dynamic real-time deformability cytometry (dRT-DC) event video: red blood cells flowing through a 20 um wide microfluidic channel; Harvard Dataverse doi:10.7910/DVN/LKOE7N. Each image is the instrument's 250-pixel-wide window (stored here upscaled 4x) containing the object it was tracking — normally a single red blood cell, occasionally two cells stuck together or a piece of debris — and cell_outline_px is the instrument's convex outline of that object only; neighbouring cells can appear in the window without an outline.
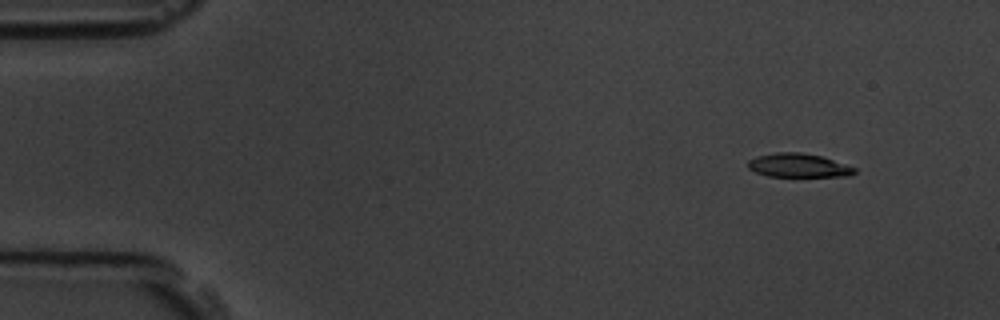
{"species": "common noctule bat (a hibernating species)", "species_latin": "Nyctalus noctula", "temperature_condition": "room temperature", "stored_images_in_passage": 4, "camera_frame_rate_fps": 3000, "um_per_image_px": 0.085, "animal": {"sex": "male", "body_mass_g": 19.5, "forearm_length_mm": 54.6}, "frame": {"image": 1, "passage_image": 1, "time_ms": 0.0, "image_size_px": [1000, 320], "cell_outline_px": [[856, 172], [852, 176], [768, 176], [756, 172], [748, 168], [748, 160], [756, 156], [776, 152], [800, 152], [820, 156], [856, 168]], "centroid_in_image_um": [67.85, 14.06], "position_along_channel_um": 17.2, "area_um2": 14.62}}
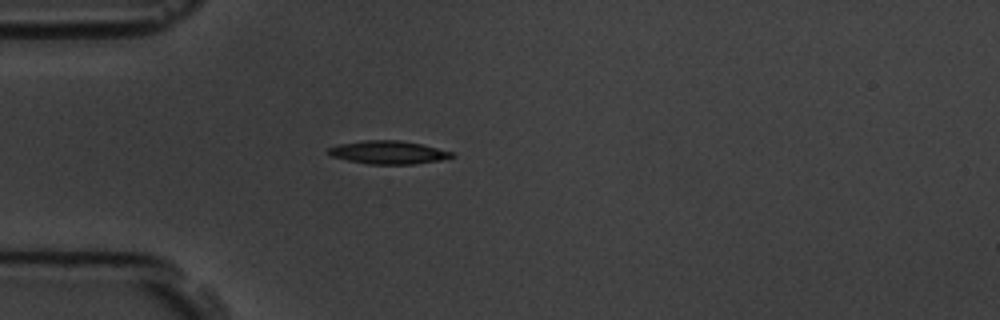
{"frame": {"image": 2, "passage_image": 4, "time_ms": 3.333, "image_size_px": [1000, 320], "cell_outline_px": [[456, 156], [440, 160], [416, 164], [368, 164], [348, 160], [332, 156], [324, 152], [328, 148], [340, 144], [364, 140], [400, 140], [420, 144], [452, 152]], "centroid_in_image_um": [32.98, 12.95], "position_along_channel_um": 52.0, "area_um2": 16.59}}